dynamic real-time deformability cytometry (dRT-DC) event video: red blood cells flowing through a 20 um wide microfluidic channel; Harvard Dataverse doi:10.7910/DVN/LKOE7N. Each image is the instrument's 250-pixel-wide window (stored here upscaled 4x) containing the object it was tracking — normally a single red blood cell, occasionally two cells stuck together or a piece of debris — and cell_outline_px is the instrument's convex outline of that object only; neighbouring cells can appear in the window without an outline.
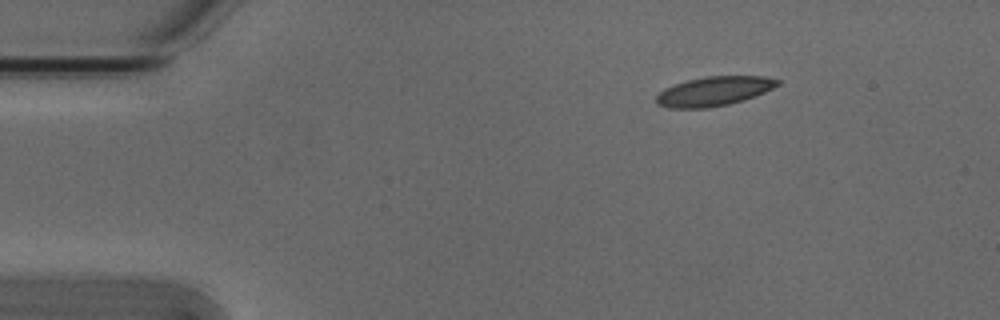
{"species": "Egyptian fruit bat (a non-hibernating species)", "species_latin": "Rousettus aegyptiacus", "temperature_condition": "cold", "stored_images_in_passage": 47, "camera_frame_rate_fps": 3000, "um_per_image_px": 0.085, "animal": {"sex": "male"}, "frame": {"image": 1, "passage_image": 1, "time_ms": 0.0, "image_size_px": [1000, 320], "cell_outline_px": [[780, 84], [764, 92], [744, 100], [728, 104], [708, 108], [668, 108], [656, 104], [656, 96], [664, 88], [688, 80], [704, 76], [764, 76], [780, 80]], "centroid_in_image_um": [60.67, 7.75], "position_along_channel_um": 24.3, "area_um2": 20.69}}
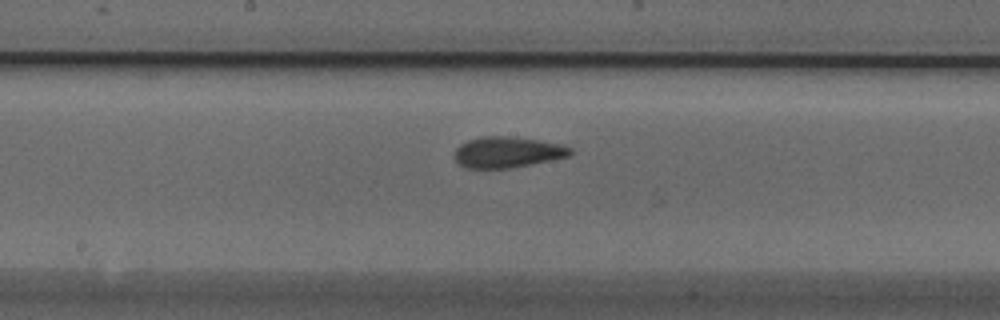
{"frame": {"image": 2, "passage_image": 21, "time_ms": 6.667, "image_size_px": [1000, 320], "cell_outline_px": [[572, 152], [568, 156], [532, 164], [512, 168], [464, 168], [452, 156], [452, 152], [460, 144], [468, 140], [480, 136], [504, 136], [536, 140], [564, 144], [572, 148]], "centroid_in_image_um": [43.09, 12.94], "position_along_channel_um": 205.1, "area_um2": 20.98}}
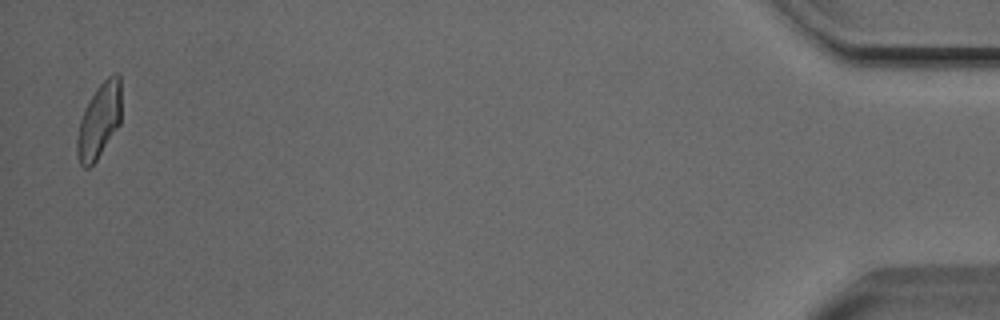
{"frame": {"image": 3, "passage_image": 46, "time_ms": 15.0, "image_size_px": [1000, 320], "cell_outline_px": [[120, 124], [96, 160], [88, 168], [84, 168], [80, 164], [76, 152], [76, 140], [80, 120], [84, 108], [96, 88], [112, 72], [116, 72], [120, 76]], "centroid_in_image_um": [8.41, 10.24], "position_along_channel_um": 426.8, "area_um2": 19.31}, "authors_computed_cell_mechanics": {"area_um2": 20.519, "velocity_mm_per_s": 3.7901, "shape_relaxation_time_tau1_ms": null, "shape_relaxation_time_tau2_ms": 2.5792, "deformation_change_tau1": null, "deformation_change_tau2": 0.0911}}